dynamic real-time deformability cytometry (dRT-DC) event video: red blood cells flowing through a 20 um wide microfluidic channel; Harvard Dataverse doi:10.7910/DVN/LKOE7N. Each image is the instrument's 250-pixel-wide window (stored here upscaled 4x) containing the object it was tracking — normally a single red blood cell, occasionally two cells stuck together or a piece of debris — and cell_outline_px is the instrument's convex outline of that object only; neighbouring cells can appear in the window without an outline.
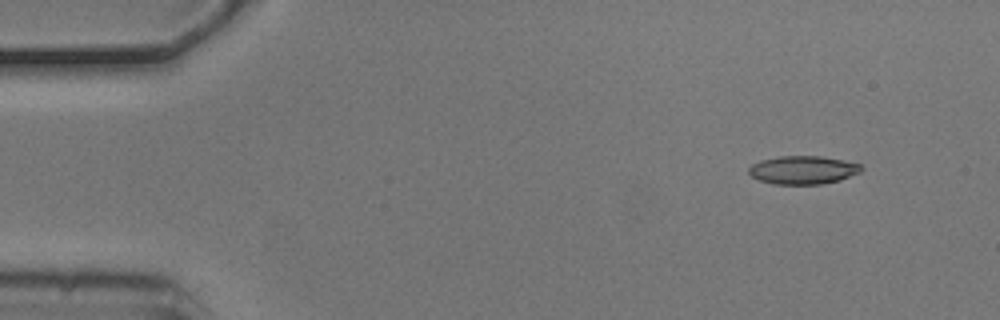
{"species": "common noctule bat (a hibernating species)", "species_latin": "Nyctalus noctula", "temperature_condition": "cold", "stored_images_in_passage": 4, "camera_frame_rate_fps": 3000, "um_per_image_px": 0.085, "animal": {"sex": "male", "body_mass_g": 20.5, "forearm_length_mm": 52.5}, "frame": {"image": 1, "passage_image": 1, "time_ms": 0.0, "image_size_px": [1000, 320], "cell_outline_px": [[864, 168], [860, 172], [840, 180], [820, 184], [772, 184], [760, 180], [752, 176], [748, 172], [748, 168], [752, 164], [760, 160], [780, 156], [820, 156], [844, 160], [860, 164]], "centroid_in_image_um": [68.25, 14.44], "position_along_channel_um": 16.7, "area_um2": 18.55}}
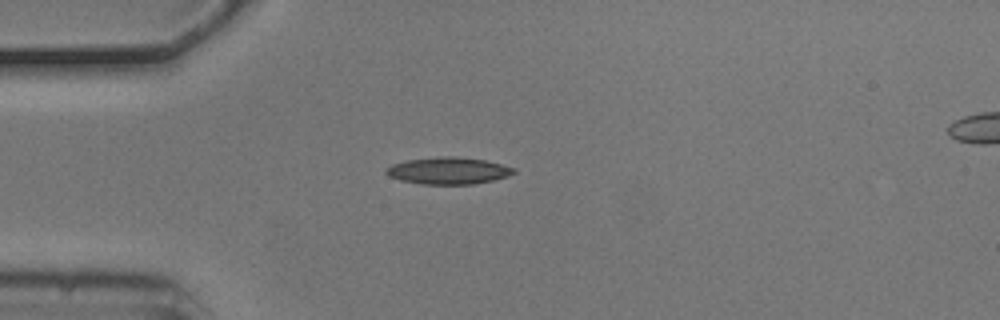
{"frame": {"image": 2, "passage_image": 3, "time_ms": 0.667, "image_size_px": [1000, 320], "cell_outline_px": [[516, 172], [508, 176], [492, 180], [472, 184], [424, 184], [400, 180], [388, 176], [384, 172], [384, 168], [392, 164], [408, 160], [436, 156], [456, 156], [484, 160], [516, 168]], "centroid_in_image_um": [38.07, 14.5], "position_along_channel_um": 46.9, "area_um2": 20.06}}